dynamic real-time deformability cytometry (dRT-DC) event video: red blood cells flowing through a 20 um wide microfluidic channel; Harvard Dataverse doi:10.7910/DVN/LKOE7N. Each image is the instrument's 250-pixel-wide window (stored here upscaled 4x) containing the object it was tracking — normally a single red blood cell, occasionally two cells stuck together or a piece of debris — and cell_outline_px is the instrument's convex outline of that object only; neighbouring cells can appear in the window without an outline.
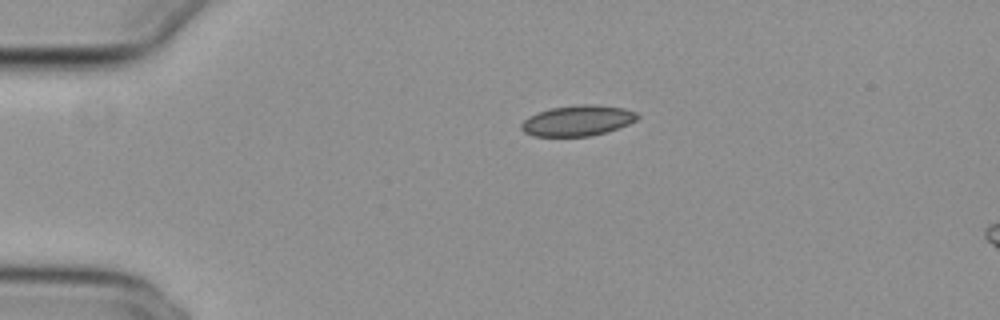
{"species": "common noctule bat (a hibernating species)", "species_latin": "Nyctalus noctula", "temperature_condition": "cold", "stored_images_in_passage": 36, "camera_frame_rate_fps": 3000, "um_per_image_px": 0.085, "animal": {"sex": "female", "body_mass_g": 29.2, "forearm_length_mm": 56.3}, "frame": {"image": 1, "passage_image": 1, "time_ms": 0.0, "image_size_px": [1000, 320], "cell_outline_px": [[640, 116], [636, 120], [628, 124], [608, 132], [592, 136], [532, 136], [524, 132], [520, 128], [520, 124], [528, 116], [536, 112], [548, 108], [580, 104], [596, 104], [624, 108], [636, 112]], "centroid_in_image_um": [49.08, 10.25], "position_along_channel_um": 35.9, "area_um2": 21.04}}
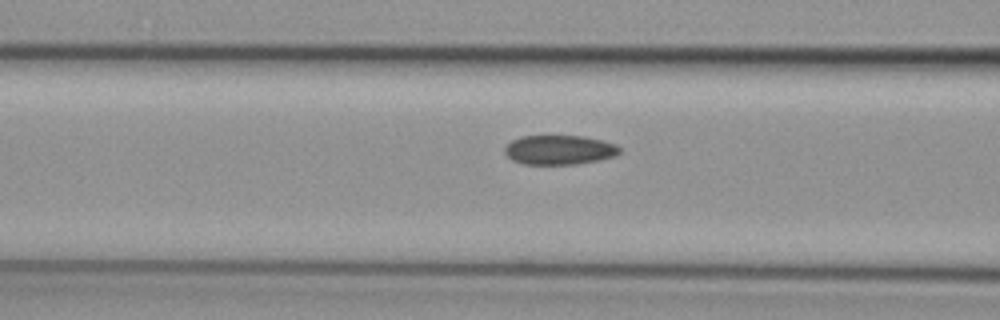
{"frame": {"image": 2, "passage_image": 11, "time_ms": 3.333, "image_size_px": [1000, 320], "cell_outline_px": [[620, 152], [616, 156], [600, 160], [576, 164], [524, 164], [512, 160], [504, 152], [504, 148], [512, 140], [520, 136], [584, 136], [604, 140], [616, 144], [620, 148]], "centroid_in_image_um": [47.57, 12.74], "position_along_channel_um": 119.0, "area_um2": 19.83}}
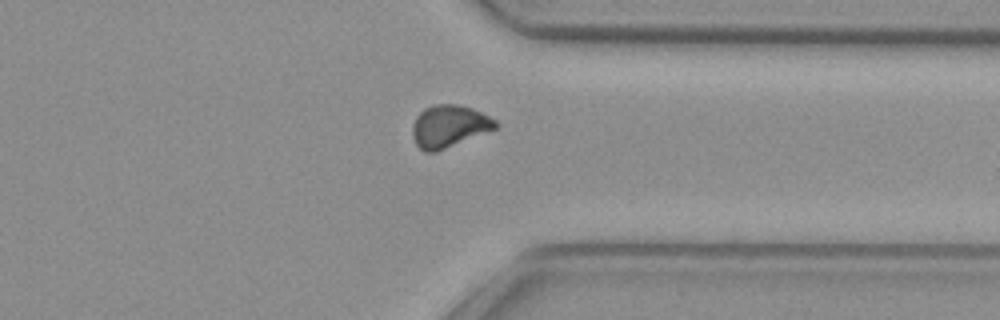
{"frame": {"image": 3, "passage_image": 31, "time_ms": 10.0, "image_size_px": [1000, 320], "cell_outline_px": [[500, 124], [496, 128], [436, 152], [424, 152], [416, 144], [412, 136], [412, 124], [416, 116], [424, 108], [432, 104], [456, 104], [472, 108], [496, 120]], "centroid_in_image_um": [38.14, 10.72], "position_along_channel_um": 373.3, "area_um2": 20.46}, "authors_computed_cell_mechanics": {"area_um2": 20.5479, "velocity_mm_per_s": 3.8352, "shape_relaxation_time_tau1_ms": null, "shape_relaxation_time_tau2_ms": 5.6916, "deformation_change_tau1": null, "deformation_change_tau2": 0.0787}}